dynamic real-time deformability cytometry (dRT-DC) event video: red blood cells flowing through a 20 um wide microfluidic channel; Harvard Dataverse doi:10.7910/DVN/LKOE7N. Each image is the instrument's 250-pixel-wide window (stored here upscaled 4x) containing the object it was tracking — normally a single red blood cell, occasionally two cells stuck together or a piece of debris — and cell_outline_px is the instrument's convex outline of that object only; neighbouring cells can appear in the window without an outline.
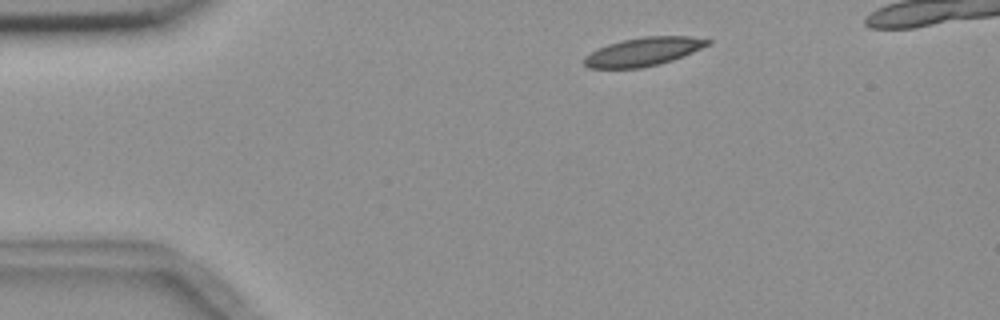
{"species": "common noctule bat (a hibernating species)", "species_latin": "Nyctalus noctula", "temperature_condition": "room temperature", "stored_images_in_passage": 5, "camera_frame_rate_fps": 3000, "um_per_image_px": 0.085, "animal": {"sex": "female", "body_mass_g": 18.4}, "frame": {"image": 1, "passage_image": 2, "time_ms": 1.0, "image_size_px": [1000, 320], "cell_outline_px": [[712, 44], [684, 56], [660, 64], [640, 68], [588, 68], [584, 64], [584, 56], [608, 44], [620, 40], [644, 36], [688, 36], [712, 40]], "centroid_in_image_um": [54.73, 4.39], "position_along_channel_um": 30.3, "area_um2": 20.58}}
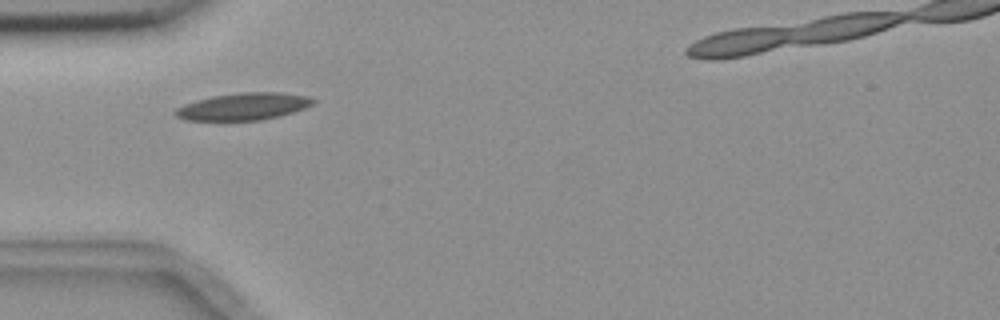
{"frame": {"image": 2, "passage_image": 4, "time_ms": 3.333, "image_size_px": [1000, 320], "cell_outline_px": [[316, 100], [312, 104], [304, 108], [280, 116], [260, 120], [184, 120], [176, 116], [172, 112], [176, 108], [184, 104], [196, 100], [212, 96], [240, 92], [284, 92], [308, 96]], "centroid_in_image_um": [20.68, 9.04], "position_along_channel_um": 64.3, "area_um2": 21.85}}